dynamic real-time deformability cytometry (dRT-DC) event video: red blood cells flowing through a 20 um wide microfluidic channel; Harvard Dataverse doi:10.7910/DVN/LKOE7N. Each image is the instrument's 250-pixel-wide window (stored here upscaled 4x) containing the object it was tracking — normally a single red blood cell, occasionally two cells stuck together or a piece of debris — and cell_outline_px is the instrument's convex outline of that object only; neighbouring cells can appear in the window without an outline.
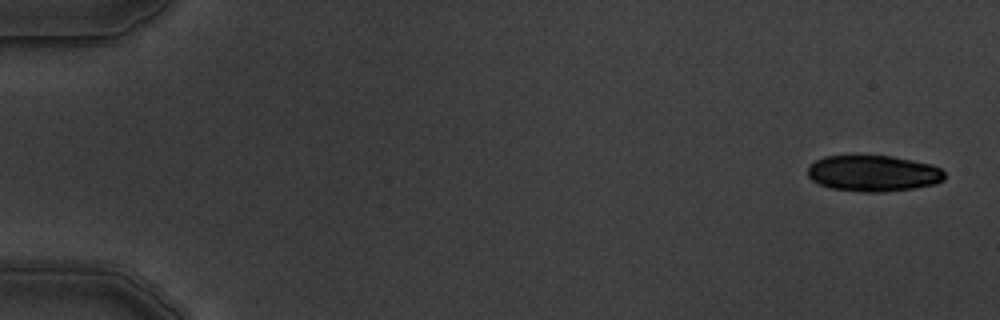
{"species": "common noctule bat (a hibernating species)", "species_latin": "Nyctalus noctula", "temperature_condition": "warm", "stored_images_in_passage": 3, "camera_frame_rate_fps": 3000, "um_per_image_px": 0.085, "animal": {"sex": "male", "body_mass_g": 19.5, "forearm_length_mm": 54.6}, "frame": {"image": 1, "passage_image": 1, "time_ms": 0.0, "image_size_px": [1000, 320], "cell_outline_px": [[944, 180], [936, 184], [912, 188], [884, 192], [860, 192], [832, 188], [820, 184], [812, 180], [808, 176], [808, 168], [816, 160], [824, 156], [892, 156], [932, 164], [940, 168], [944, 172]], "centroid_in_image_um": [74.25, 14.74], "position_along_channel_um": 10.8, "area_um2": 28.73}}